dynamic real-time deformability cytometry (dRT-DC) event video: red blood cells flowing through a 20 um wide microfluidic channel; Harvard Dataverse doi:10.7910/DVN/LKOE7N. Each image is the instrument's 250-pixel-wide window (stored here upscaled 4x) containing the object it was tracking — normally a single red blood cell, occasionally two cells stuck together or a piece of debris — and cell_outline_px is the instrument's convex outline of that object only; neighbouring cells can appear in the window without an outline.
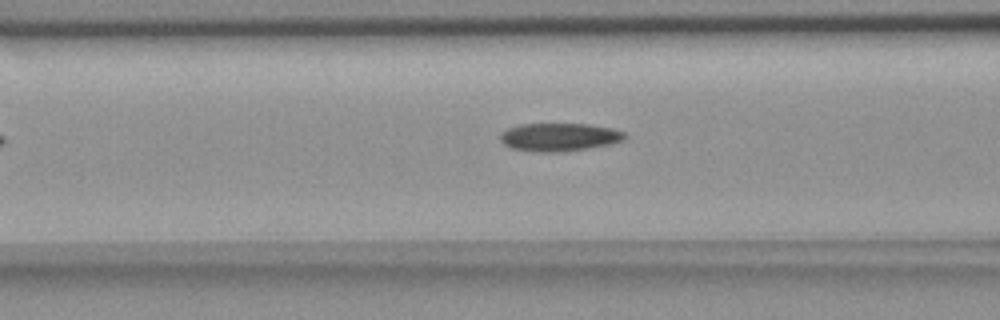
{"species": "common noctule bat (a hibernating species)", "species_latin": "Nyctalus noctula", "temperature_condition": "room temperature", "stored_images_in_passage": 39, "camera_frame_rate_fps": 3000, "um_per_image_px": 0.085, "animal": {"sex": "female", "body_mass_g": 18.4}, "frame": {"image": 1, "passage_image": 16, "time_ms": 5.0, "image_size_px": [1000, 320], "cell_outline_px": [[628, 136], [624, 140], [612, 144], [588, 148], [560, 152], [540, 152], [512, 148], [504, 144], [500, 140], [500, 132], [508, 128], [520, 124], [588, 124], [612, 128], [624, 132]], "centroid_in_image_um": [47.56, 11.65], "position_along_channel_um": 119.0, "area_um2": 20.46}}
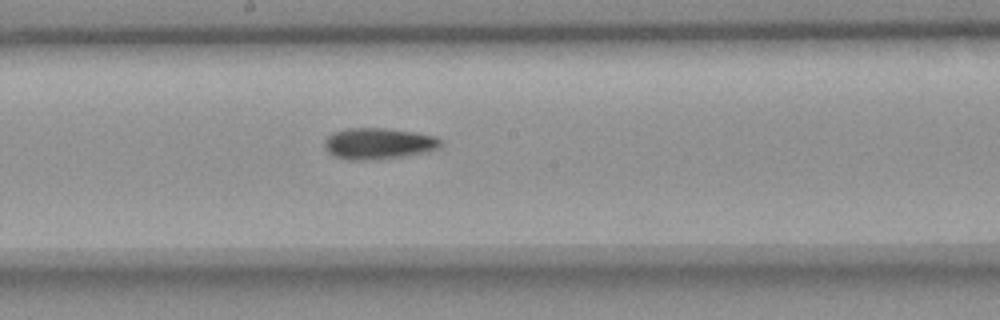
{"frame": {"image": 2, "passage_image": 24, "time_ms": 7.667, "image_size_px": [1000, 320], "cell_outline_px": [[440, 148], [428, 152], [376, 160], [348, 160], [332, 156], [324, 148], [324, 140], [332, 132], [348, 128], [380, 128], [412, 132], [432, 136], [440, 140]], "centroid_in_image_um": [32.1, 12.22], "position_along_channel_um": 216.1, "area_um2": 21.15}}
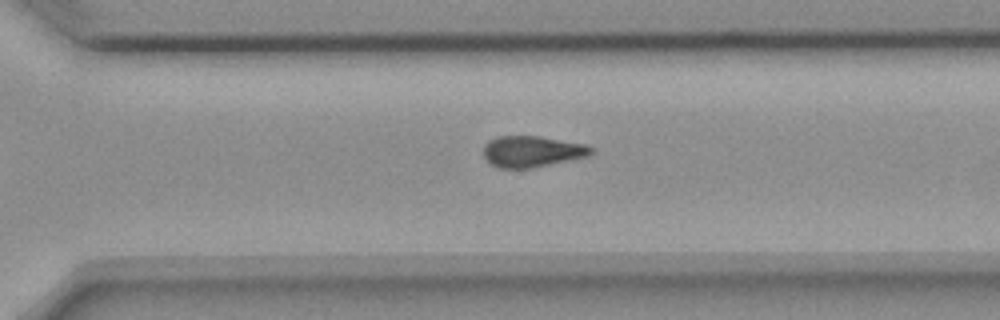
{"frame": {"image": 3, "passage_image": 33, "time_ms": 10.667, "image_size_px": [1000, 320], "cell_outline_px": [[592, 152], [588, 156], [532, 168], [500, 168], [492, 164], [484, 156], [484, 144], [488, 140], [496, 136], [540, 136], [584, 144], [592, 148]], "centroid_in_image_um": [45.19, 12.86], "position_along_channel_um": 325.4, "area_um2": 19.42}}